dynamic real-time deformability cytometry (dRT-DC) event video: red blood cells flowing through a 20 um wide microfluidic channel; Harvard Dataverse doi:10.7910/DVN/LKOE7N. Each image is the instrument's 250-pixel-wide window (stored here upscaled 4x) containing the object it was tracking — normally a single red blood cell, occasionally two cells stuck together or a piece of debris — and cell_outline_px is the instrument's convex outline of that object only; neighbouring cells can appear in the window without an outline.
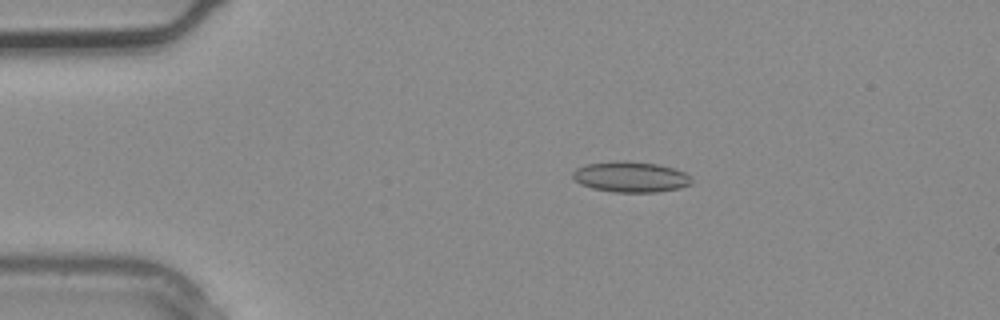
{"species": "common noctule bat (a hibernating species)", "species_latin": "Nyctalus noctula", "temperature_condition": "warm", "stored_images_in_passage": 3, "camera_frame_rate_fps": 3000, "um_per_image_px": 0.085, "animal": {"sex": "male", "body_mass_g": 20.4}, "frame": {"image": 1, "passage_image": 2, "time_ms": 0.333, "image_size_px": [1000, 320], "cell_outline_px": [[692, 184], [680, 188], [656, 192], [612, 192], [592, 188], [580, 184], [572, 176], [572, 172], [576, 168], [588, 164], [620, 160], [628, 160], [656, 164], [672, 168], [684, 172], [692, 180]], "centroid_in_image_um": [53.59, 15.04], "position_along_channel_um": 31.4, "area_um2": 21.21}}